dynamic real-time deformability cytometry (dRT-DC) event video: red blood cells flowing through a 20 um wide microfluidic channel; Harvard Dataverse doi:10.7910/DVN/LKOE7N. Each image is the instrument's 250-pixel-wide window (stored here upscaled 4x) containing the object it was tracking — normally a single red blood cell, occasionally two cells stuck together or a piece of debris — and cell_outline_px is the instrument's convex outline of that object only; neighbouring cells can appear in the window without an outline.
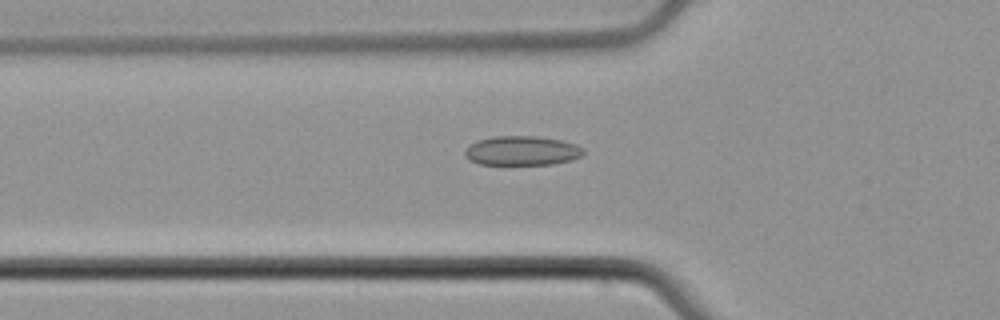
{"species": "common noctule bat (a hibernating species)", "species_latin": "Nyctalus noctula", "temperature_condition": "cold", "stored_images_in_passage": 48, "camera_frame_rate_fps": 3000, "um_per_image_px": 0.085, "animal": {"sex": "male", "body_mass_g": 21.5, "forearm_length_mm": 52.0}, "frame": {"image": 1, "passage_image": 13, "time_ms": 4.0, "image_size_px": [1000, 320], "cell_outline_px": [[584, 152], [580, 156], [572, 160], [552, 164], [480, 164], [468, 160], [464, 156], [464, 152], [468, 144], [476, 140], [492, 136], [536, 136], [560, 140], [576, 144], [584, 148]], "centroid_in_image_um": [44.32, 12.8], "position_along_channel_um": 81.5, "area_um2": 20.46}}
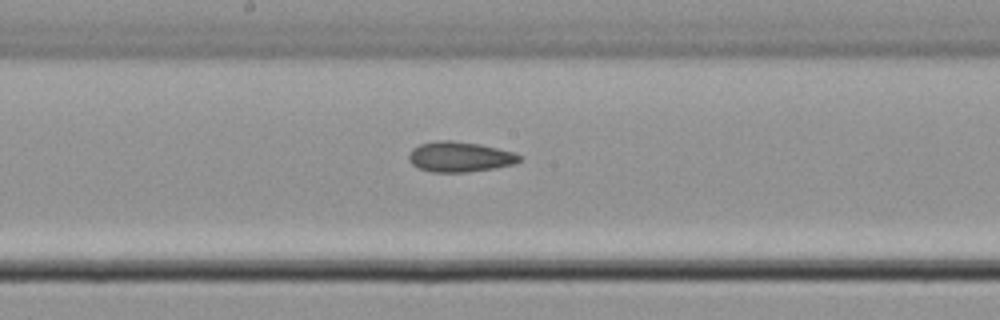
{"frame": {"image": 2, "passage_image": 23, "time_ms": 7.333, "image_size_px": [1000, 320], "cell_outline_px": [[520, 160], [516, 164], [468, 172], [432, 172], [420, 168], [412, 164], [408, 160], [408, 156], [412, 148], [420, 144], [436, 140], [452, 140], [480, 144], [516, 152], [520, 156]], "centroid_in_image_um": [39.08, 13.32], "position_along_channel_um": 209.1, "area_um2": 19.59}}
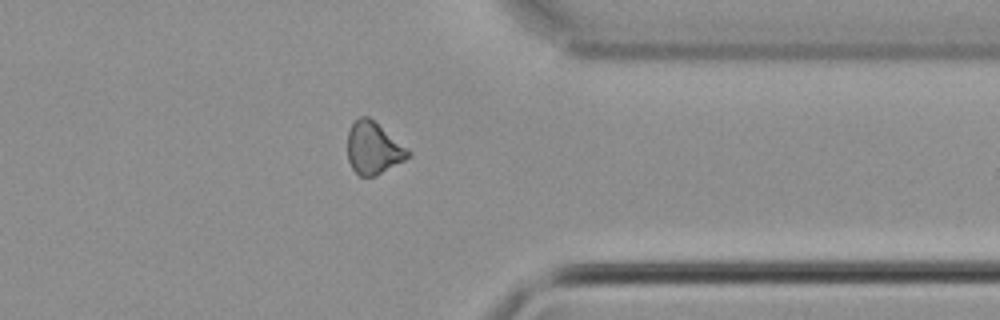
{"frame": {"image": 3, "passage_image": 37, "time_ms": 12.0, "image_size_px": [1000, 320], "cell_outline_px": [[412, 152], [404, 160], [376, 176], [360, 176], [352, 168], [348, 160], [348, 132], [352, 124], [360, 116], [368, 116], [408, 148]], "centroid_in_image_um": [31.73, 12.59], "position_along_channel_um": 379.7, "area_um2": 18.21}, "authors_computed_cell_mechanics": {"area_um2": 19.5364, "velocity_mm_per_s": 3.8244, "shape_relaxation_time_tau1_ms": 4.7666, "shape_relaxation_time_tau2_ms": null, "deformation_change_tau1": 0.0732, "deformation_change_tau2": null}}